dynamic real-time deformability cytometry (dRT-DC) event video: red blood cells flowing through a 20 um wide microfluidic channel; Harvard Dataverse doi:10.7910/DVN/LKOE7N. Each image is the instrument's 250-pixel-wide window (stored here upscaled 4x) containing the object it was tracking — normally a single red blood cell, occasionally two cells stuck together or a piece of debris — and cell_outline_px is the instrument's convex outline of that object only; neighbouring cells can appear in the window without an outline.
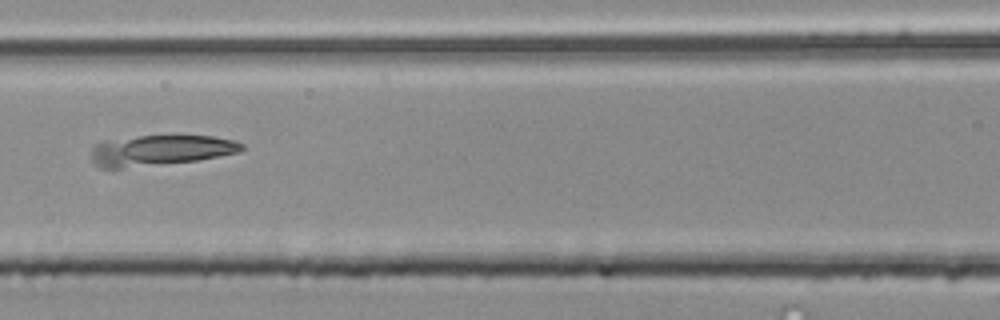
{"species": "common noctule bat (a hibernating species)", "species_latin": "Nyctalus noctula", "temperature_condition": "room temperature", "stored_images_in_passage": 51, "camera_frame_rate_fps": 3000, "um_per_image_px": 0.085, "animal": {"sex": "male", "body_mass_g": 20.4}, "frame": {"image": 1, "passage_image": 18, "time_ms": 5.667, "image_size_px": [1000, 320], "cell_outline_px": [[244, 148], [240, 152], [196, 160], [120, 168], [100, 168], [92, 160], [92, 148], [96, 144], [104, 140], [176, 132], [212, 136], [232, 140], [244, 144]], "centroid_in_image_um": [13.66, 12.72], "position_along_channel_um": 152.9, "area_um2": 27.46}}
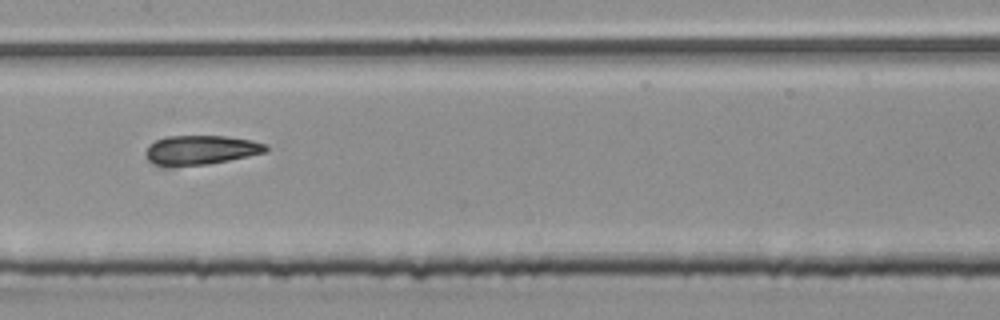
{"frame": {"image": 2, "passage_image": 21, "time_ms": 6.667, "image_size_px": [1000, 320], "cell_outline_px": [[268, 152], [208, 164], [172, 168], [160, 168], [152, 164], [148, 160], [144, 152], [148, 144], [164, 136], [224, 136], [252, 140], [268, 144]], "centroid_in_image_um": [16.99, 12.78], "position_along_channel_um": 190.4, "area_um2": 21.27}}
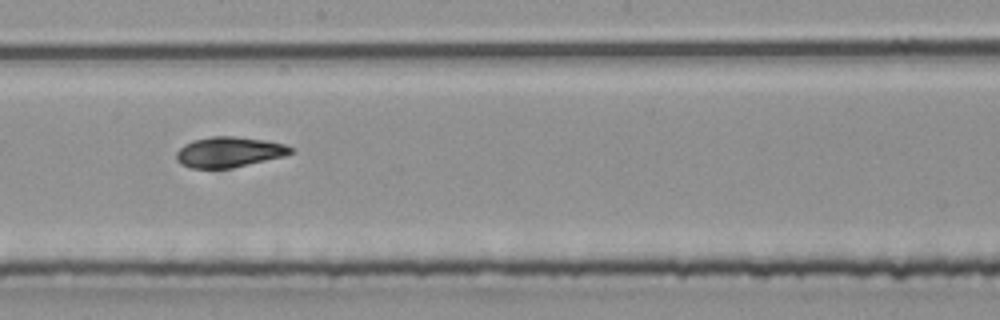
{"frame": {"image": 3, "passage_image": 24, "time_ms": 7.667, "image_size_px": [1000, 320], "cell_outline_px": [[292, 152], [284, 156], [232, 168], [192, 168], [180, 164], [176, 160], [176, 152], [184, 144], [192, 140], [212, 136], [236, 136], [264, 140], [284, 144], [292, 148]], "centroid_in_image_um": [19.43, 12.92], "position_along_channel_um": 228.8, "area_um2": 20.23}}